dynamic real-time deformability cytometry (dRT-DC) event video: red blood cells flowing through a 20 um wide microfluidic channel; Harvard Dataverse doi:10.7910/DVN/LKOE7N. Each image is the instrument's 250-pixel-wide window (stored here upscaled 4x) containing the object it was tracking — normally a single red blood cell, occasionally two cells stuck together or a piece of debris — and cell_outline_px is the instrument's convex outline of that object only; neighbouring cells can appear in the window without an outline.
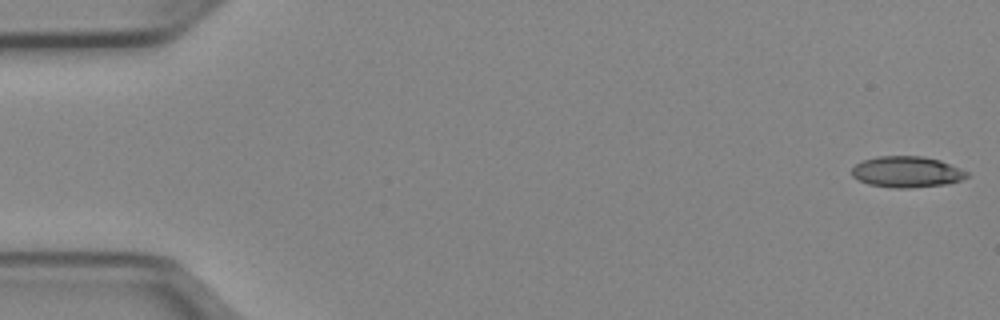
{"species": "Egyptian fruit bat (a non-hibernating species)", "species_latin": "Rousettus aegyptiacus", "temperature_condition": "cold", "stored_images_in_passage": 51, "camera_frame_rate_fps": 3000, "um_per_image_px": 0.085, "animal": {"sex": "female"}, "frame": {"image": 1, "passage_image": 1, "time_ms": 0.0, "image_size_px": [1000, 320], "cell_outline_px": [[968, 176], [960, 180], [948, 184], [908, 188], [896, 188], [868, 184], [852, 176], [852, 168], [856, 164], [864, 160], [876, 156], [924, 156], [940, 160], [960, 168], [968, 172]], "centroid_in_image_um": [77.08, 14.6], "position_along_channel_um": 7.9, "area_um2": 20.81}}
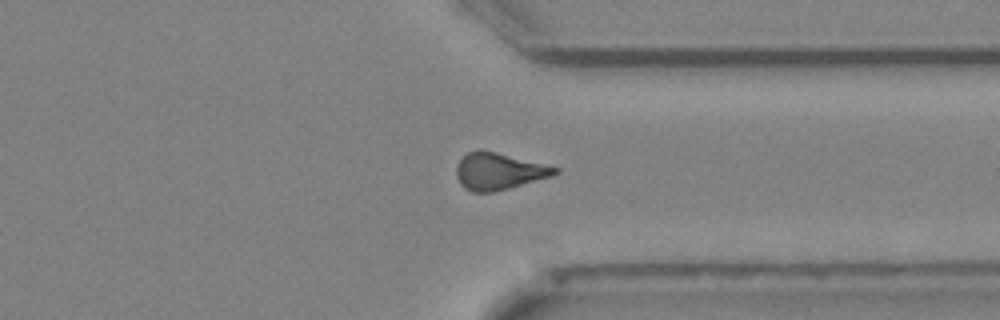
{"frame": {"image": 2, "passage_image": 39, "time_ms": 12.667, "image_size_px": [1000, 320], "cell_outline_px": [[560, 172], [552, 176], [496, 192], [472, 192], [464, 188], [460, 184], [456, 176], [456, 164], [468, 152], [476, 148], [480, 148], [560, 168]], "centroid_in_image_um": [42.37, 14.56], "position_along_channel_um": 369.0, "area_um2": 21.39}}
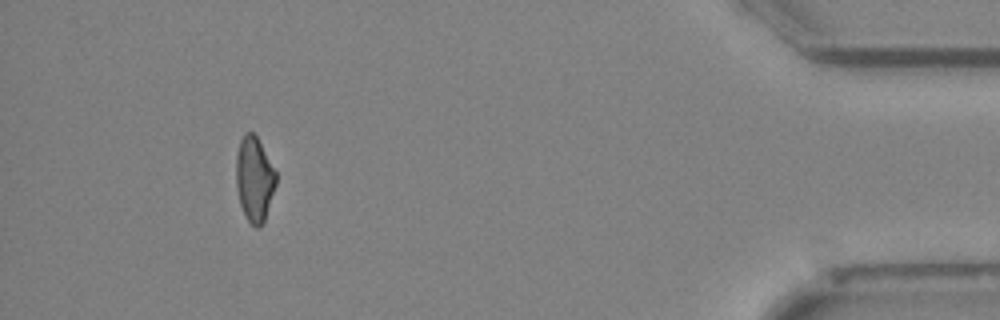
{"frame": {"image": 3, "passage_image": 47, "time_ms": 15.333, "image_size_px": [1000, 320], "cell_outline_px": [[276, 184], [264, 224], [260, 228], [256, 228], [244, 216], [240, 204], [236, 188], [236, 156], [240, 140], [244, 132], [252, 132], [256, 136], [276, 172]], "centroid_in_image_um": [21.61, 15.26], "position_along_channel_um": 413.6, "area_um2": 19.83}, "authors_computed_cell_mechanics": {"area_um2": 21.2126, "velocity_mm_per_s": 3.9825, "shape_relaxation_time_tau1_ms": null, "shape_relaxation_time_tau2_ms": 6.2722, "deformation_change_tau1": null, "deformation_change_tau2": 0.1642}}